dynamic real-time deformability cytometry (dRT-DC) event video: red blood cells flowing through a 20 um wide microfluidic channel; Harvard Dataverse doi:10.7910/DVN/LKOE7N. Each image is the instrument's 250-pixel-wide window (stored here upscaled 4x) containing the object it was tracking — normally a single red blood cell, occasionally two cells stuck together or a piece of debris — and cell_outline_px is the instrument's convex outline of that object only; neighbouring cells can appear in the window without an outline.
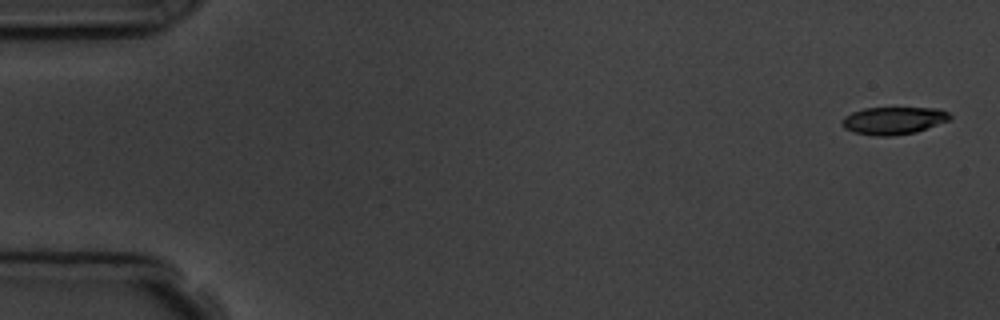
{"species": "common noctule bat (a hibernating species)", "species_latin": "Nyctalus noctula", "temperature_condition": "room temperature", "stored_images_in_passage": 5, "camera_frame_rate_fps": 3000, "um_per_image_px": 0.085, "animal": {"sex": "male", "body_mass_g": 19.5, "forearm_length_mm": 54.6}, "frame": {"image": 1, "passage_image": 1, "time_ms": 0.0, "image_size_px": [1000, 320], "cell_outline_px": [[952, 116], [948, 120], [916, 132], [892, 136], [876, 136], [852, 132], [844, 128], [840, 124], [840, 120], [844, 116], [852, 112], [864, 108], [940, 108], [948, 112]], "centroid_in_image_um": [75.9, 10.25], "position_along_channel_um": 9.1, "area_um2": 17.4}}
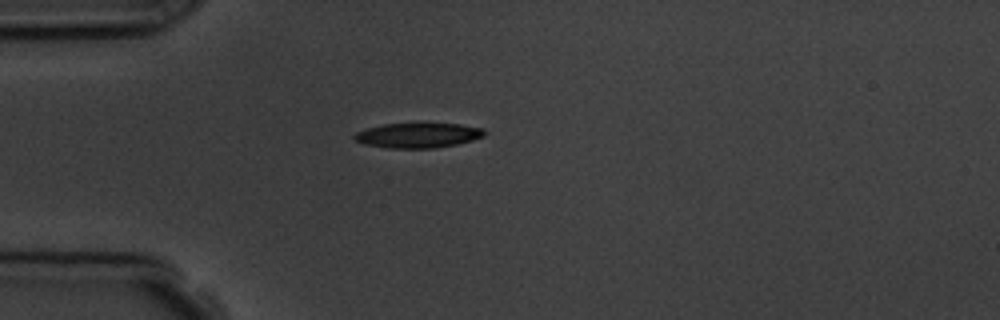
{"frame": {"image": 2, "passage_image": 5, "time_ms": 4.333, "image_size_px": [1000, 320], "cell_outline_px": [[488, 132], [484, 136], [472, 140], [456, 144], [436, 148], [388, 148], [364, 144], [356, 140], [352, 136], [356, 132], [368, 128], [384, 124], [460, 124], [484, 128]], "centroid_in_image_um": [35.56, 11.51], "position_along_channel_um": 49.4, "area_um2": 18.79}}